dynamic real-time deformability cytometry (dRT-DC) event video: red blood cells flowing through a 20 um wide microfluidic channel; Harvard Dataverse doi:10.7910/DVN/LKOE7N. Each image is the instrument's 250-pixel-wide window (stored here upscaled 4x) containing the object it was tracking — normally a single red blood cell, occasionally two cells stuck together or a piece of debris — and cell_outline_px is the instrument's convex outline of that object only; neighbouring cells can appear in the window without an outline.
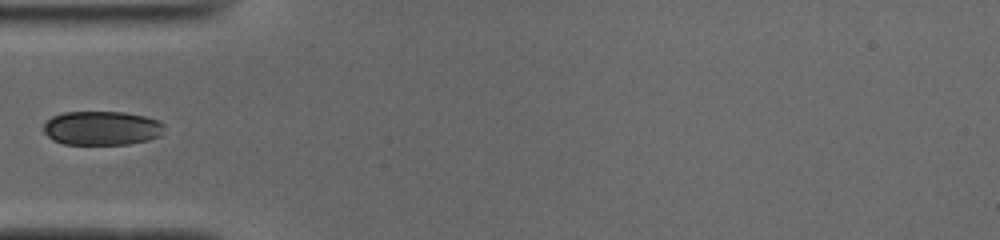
{"species": "common noctule bat (a hibernating species)", "species_latin": "Nyctalus noctula", "temperature_condition": "cold", "stored_images_in_passage": 20, "camera_frame_rate_fps": 3000, "um_per_image_px": 0.085, "animal": {"sex": "male", "body_mass_g": 19.0, "forearm_length_mm": 50.8}, "frame": {"image": 1, "passage_image": 1, "time_ms": 0.0, "image_size_px": [1000, 240], "cell_outline_px": [[164, 124], [160, 136], [148, 140], [128, 144], [64, 144], [52, 140], [44, 132], [44, 124], [52, 116], [64, 112], [124, 112], [144, 116], [160, 120]], "centroid_in_image_um": [8.66, 10.89], "position_along_channel_um": 76.3, "area_um2": 23.99}}
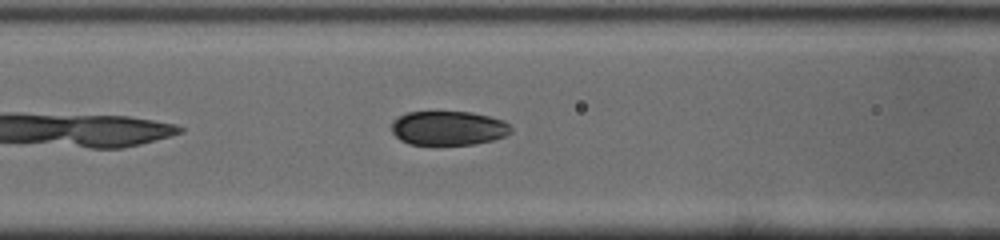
{"frame": {"image": 2, "passage_image": 5, "time_ms": 1.333, "image_size_px": [1000, 240], "cell_outline_px": [[512, 132], [504, 136], [492, 140], [472, 144], [408, 144], [400, 140], [392, 132], [392, 120], [396, 116], [408, 112], [472, 112], [504, 120], [512, 128]], "centroid_in_image_um": [38.09, 10.88], "position_along_channel_um": 128.5, "area_um2": 23.81}}